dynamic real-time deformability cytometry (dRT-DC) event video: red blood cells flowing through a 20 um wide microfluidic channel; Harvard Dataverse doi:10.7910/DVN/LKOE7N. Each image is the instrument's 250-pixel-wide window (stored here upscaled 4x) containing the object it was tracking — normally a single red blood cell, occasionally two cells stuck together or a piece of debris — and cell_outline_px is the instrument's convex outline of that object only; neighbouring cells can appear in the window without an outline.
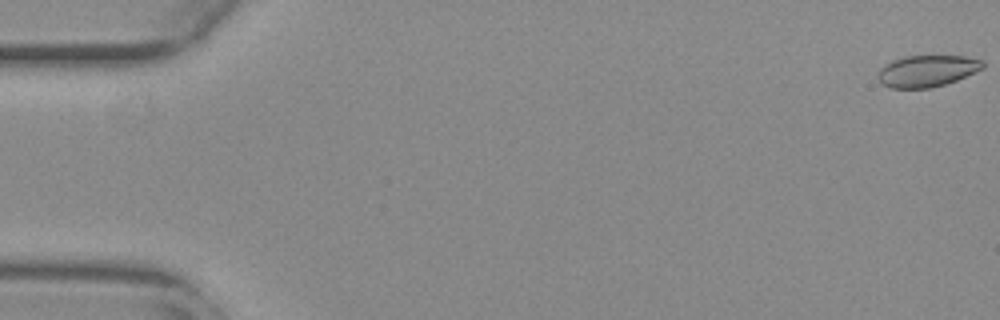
{"species": "common noctule bat (a hibernating species)", "species_latin": "Nyctalus noctula", "temperature_condition": "warm", "stored_images_in_passage": 56, "camera_frame_rate_fps": 3000, "um_per_image_px": 0.085, "animal": {"sex": "female", "body_mass_g": 29.2, "forearm_length_mm": 56.3}, "frame": {"image": 1, "passage_image": 1, "time_ms": 0.0, "image_size_px": [1000, 320], "cell_outline_px": [[984, 68], [956, 80], [944, 84], [928, 88], [888, 88], [880, 84], [876, 76], [880, 68], [892, 60], [904, 56], [964, 56], [984, 60]], "centroid_in_image_um": [78.76, 6.03], "position_along_channel_um": 6.2, "area_um2": 19.42}}
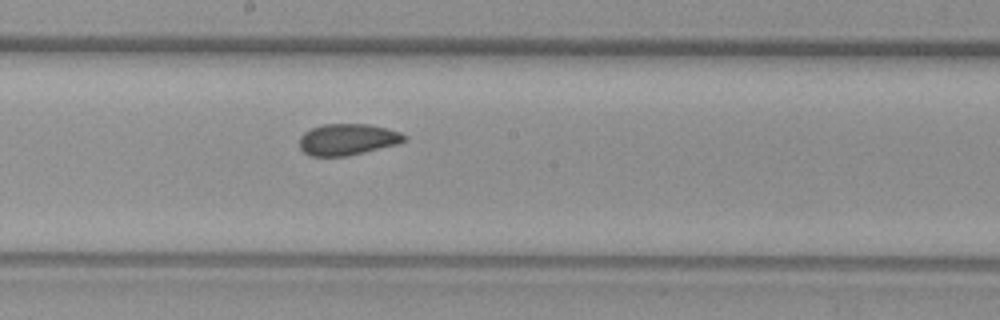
{"frame": {"image": 2, "passage_image": 31, "time_ms": 10.0, "image_size_px": [1000, 320], "cell_outline_px": [[408, 140], [400, 144], [348, 156], [308, 156], [300, 148], [300, 136], [304, 132], [312, 128], [324, 124], [368, 124], [400, 132], [408, 136]], "centroid_in_image_um": [29.57, 11.86], "position_along_channel_um": 218.6, "area_um2": 19.36}}
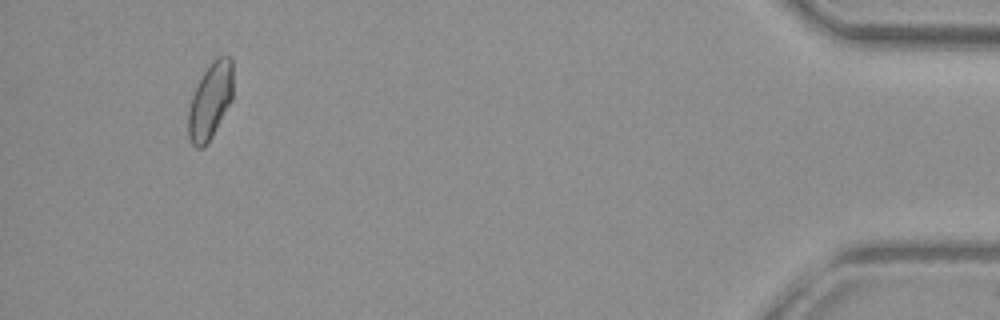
{"frame": {"image": 3, "passage_image": 53, "time_ms": 17.333, "image_size_px": [1000, 320], "cell_outline_px": [[232, 100], [212, 136], [204, 148], [196, 148], [192, 144], [188, 136], [188, 112], [192, 96], [204, 72], [212, 60], [216, 56], [232, 56]], "centroid_in_image_um": [17.87, 8.58], "position_along_channel_um": 417.3, "area_um2": 19.83}, "authors_computed_cell_mechanics": {"area_um2": 19.8254, "velocity_mm_per_s": 3.7537, "shape_relaxation_time_tau1_ms": null, "shape_relaxation_time_tau2_ms": 1.5249, "deformation_change_tau1": null, "deformation_change_tau2": 0.0575}}